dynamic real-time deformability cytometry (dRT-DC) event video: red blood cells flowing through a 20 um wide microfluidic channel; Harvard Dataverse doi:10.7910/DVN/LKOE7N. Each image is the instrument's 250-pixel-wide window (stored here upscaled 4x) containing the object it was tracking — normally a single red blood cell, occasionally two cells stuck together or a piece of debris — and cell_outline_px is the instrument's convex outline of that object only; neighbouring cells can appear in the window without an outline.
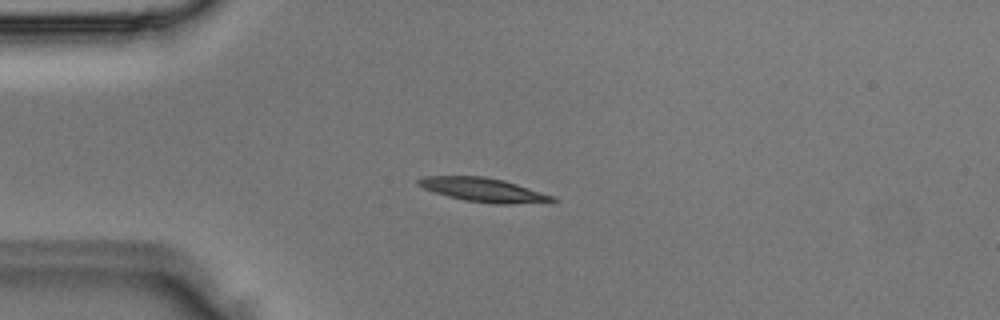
{"species": "Egyptian fruit bat (a non-hibernating species)", "species_latin": "Rousettus aegyptiacus", "temperature_condition": "room temperature", "stored_images_in_passage": 3, "camera_frame_rate_fps": 3000, "um_per_image_px": 0.085, "animal": {"sex": "male"}, "frame": {"image": 1, "passage_image": 2, "time_ms": 0.333, "image_size_px": [1000, 320], "cell_outline_px": [[556, 200], [552, 204], [496, 204], [464, 200], [448, 196], [424, 188], [416, 184], [416, 180], [424, 176], [484, 176], [504, 180], [552, 196]], "centroid_in_image_um": [41.14, 16.16], "position_along_channel_um": 43.9, "area_um2": 18.79}}